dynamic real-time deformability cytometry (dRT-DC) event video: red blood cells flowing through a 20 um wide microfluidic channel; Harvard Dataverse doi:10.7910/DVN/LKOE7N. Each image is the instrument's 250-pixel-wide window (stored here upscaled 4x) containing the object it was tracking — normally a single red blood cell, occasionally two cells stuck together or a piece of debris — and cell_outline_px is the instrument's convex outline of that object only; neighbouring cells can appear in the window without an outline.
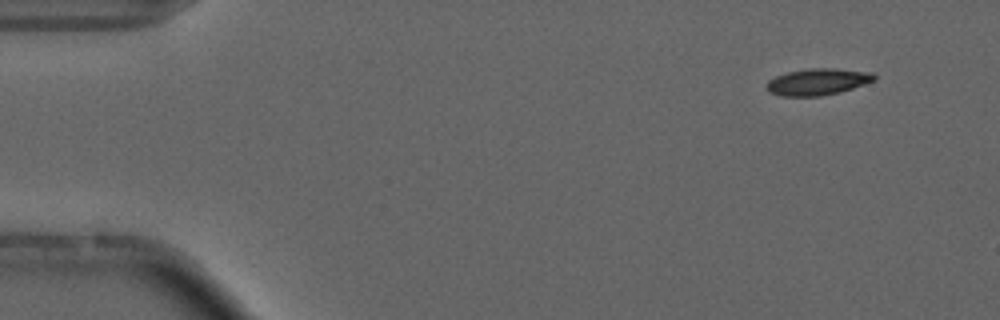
{"species": "common noctule bat (a hibernating species)", "species_latin": "Nyctalus noctula", "temperature_condition": "cold", "stored_images_in_passage": 2, "camera_frame_rate_fps": 3000, "um_per_image_px": 0.085, "animal": {"sex": "male", "forearm_length_mm": 52.5}, "frame": {"image": 1, "passage_image": 1, "time_ms": 0.0, "image_size_px": [1000, 320], "cell_outline_px": [[876, 80], [840, 92], [820, 96], [780, 96], [768, 92], [764, 88], [764, 84], [768, 80], [776, 76], [788, 72], [808, 68], [836, 68], [872, 72], [876, 76]], "centroid_in_image_um": [69.46, 6.95], "position_along_channel_um": 15.5, "area_um2": 16.94}}